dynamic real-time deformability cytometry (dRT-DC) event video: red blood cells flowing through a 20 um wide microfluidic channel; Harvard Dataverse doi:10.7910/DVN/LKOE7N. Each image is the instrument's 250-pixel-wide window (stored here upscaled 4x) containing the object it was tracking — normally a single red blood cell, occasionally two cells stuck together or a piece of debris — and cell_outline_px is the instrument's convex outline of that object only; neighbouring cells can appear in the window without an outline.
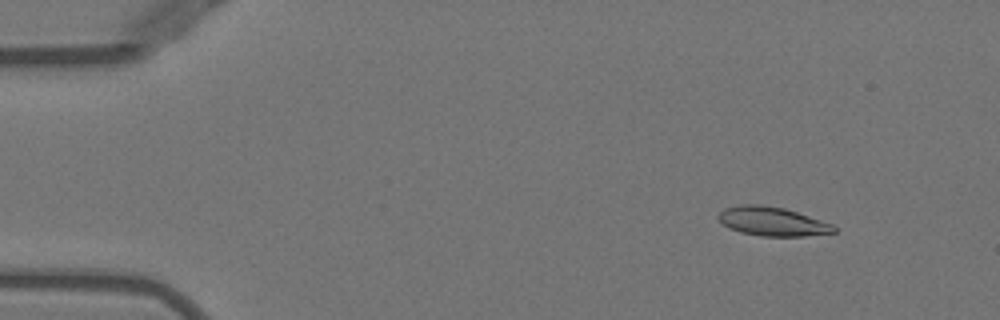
{"species": "Egyptian fruit bat (a non-hibernating species)", "species_latin": "Rousettus aegyptiacus", "temperature_condition": "warm", "stored_images_in_passage": 50, "camera_frame_rate_fps": 3000, "um_per_image_px": 0.085, "animal": {"sex": "female"}, "frame": {"image": 1, "passage_image": 5, "time_ms": 1.333, "image_size_px": [1000, 320], "cell_outline_px": [[836, 232], [804, 236], [760, 236], [740, 232], [728, 228], [716, 216], [724, 208], [740, 204], [760, 204], [784, 208], [832, 224], [836, 228]], "centroid_in_image_um": [65.61, 18.82], "position_along_channel_um": 19.4, "area_um2": 19.42}}
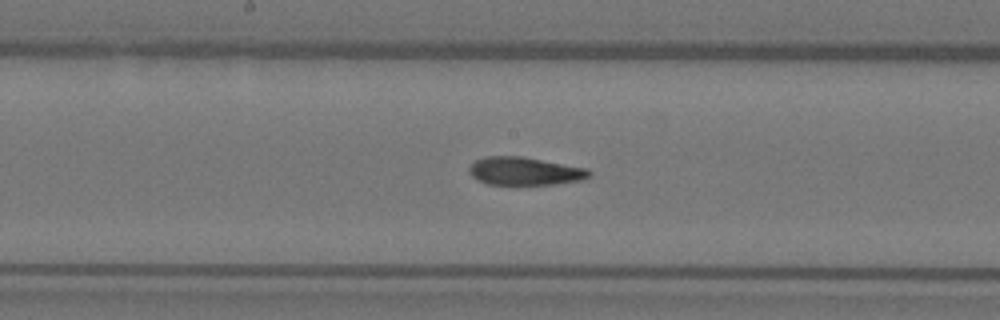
{"frame": {"image": 2, "passage_image": 26, "time_ms": 8.333, "image_size_px": [1000, 320], "cell_outline_px": [[592, 176], [584, 180], [556, 184], [488, 184], [476, 180], [468, 172], [468, 168], [476, 160], [484, 156], [524, 156], [588, 168], [592, 172]], "centroid_in_image_um": [44.64, 14.54], "position_along_channel_um": 203.6, "area_um2": 19.94}}
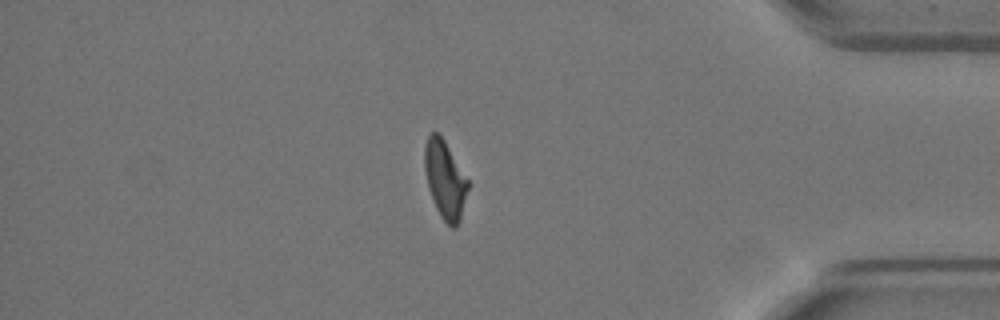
{"frame": {"image": 3, "passage_image": 43, "time_ms": 14.0, "image_size_px": [1000, 320], "cell_outline_px": [[468, 188], [460, 220], [456, 228], [452, 228], [440, 216], [436, 208], [428, 188], [424, 168], [424, 144], [428, 136], [432, 132], [436, 132], [444, 140], [468, 180]], "centroid_in_image_um": [37.8, 15.27], "position_along_channel_um": 397.4, "area_um2": 19.48}, "authors_computed_cell_mechanics": {"area_um2": 20.0566, "velocity_mm_per_s": 3.9792, "shape_relaxation_time_tau1_ms": null, "shape_relaxation_time_tau2_ms": 2.829, "deformation_change_tau1": null, "deformation_change_tau2": 0.0938}}